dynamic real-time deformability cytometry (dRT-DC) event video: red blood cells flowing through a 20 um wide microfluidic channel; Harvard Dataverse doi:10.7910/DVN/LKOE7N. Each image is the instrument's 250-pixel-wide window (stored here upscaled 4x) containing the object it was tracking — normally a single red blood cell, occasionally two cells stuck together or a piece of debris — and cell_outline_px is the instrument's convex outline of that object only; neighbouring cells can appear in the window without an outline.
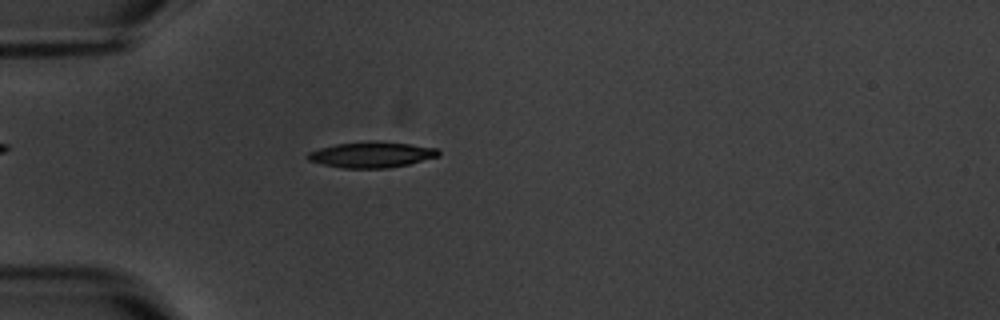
{"species": "common noctule bat (a hibernating species)", "species_latin": "Nyctalus noctula", "temperature_condition": "warm", "stored_images_in_passage": 3, "camera_frame_rate_fps": 3000, "um_per_image_px": 0.085, "animal": {"sex": "male", "body_mass_g": 20.1, "forearm_length_mm": 53.5}, "frame": {"image": 1, "passage_image": 3, "time_ms": 3.0, "image_size_px": [1000, 320], "cell_outline_px": [[440, 156], [408, 164], [388, 168], [344, 168], [324, 164], [308, 160], [308, 152], [320, 148], [336, 144], [368, 140], [376, 140], [408, 144], [436, 148], [440, 152]], "centroid_in_image_um": [31.6, 13.13], "position_along_channel_um": 53.4, "area_um2": 19.59}}